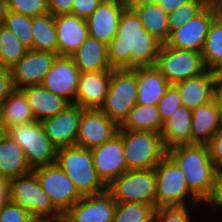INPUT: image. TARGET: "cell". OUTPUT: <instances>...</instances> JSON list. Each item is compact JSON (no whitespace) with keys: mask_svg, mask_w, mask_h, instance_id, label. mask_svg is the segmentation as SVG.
<instances>
[{"mask_svg":"<svg viewBox=\"0 0 222 222\" xmlns=\"http://www.w3.org/2000/svg\"><path fill=\"white\" fill-rule=\"evenodd\" d=\"M219 11V15L222 17V0H214Z\"/></svg>","mask_w":222,"mask_h":222,"instance_id":"obj_52","label":"cell"},{"mask_svg":"<svg viewBox=\"0 0 222 222\" xmlns=\"http://www.w3.org/2000/svg\"><path fill=\"white\" fill-rule=\"evenodd\" d=\"M215 168L222 173V127L206 143Z\"/></svg>","mask_w":222,"mask_h":222,"instance_id":"obj_42","label":"cell"},{"mask_svg":"<svg viewBox=\"0 0 222 222\" xmlns=\"http://www.w3.org/2000/svg\"><path fill=\"white\" fill-rule=\"evenodd\" d=\"M31 222H50V221L44 219H33Z\"/></svg>","mask_w":222,"mask_h":222,"instance_id":"obj_54","label":"cell"},{"mask_svg":"<svg viewBox=\"0 0 222 222\" xmlns=\"http://www.w3.org/2000/svg\"><path fill=\"white\" fill-rule=\"evenodd\" d=\"M222 127V104L218 97L192 110V144H206Z\"/></svg>","mask_w":222,"mask_h":222,"instance_id":"obj_23","label":"cell"},{"mask_svg":"<svg viewBox=\"0 0 222 222\" xmlns=\"http://www.w3.org/2000/svg\"><path fill=\"white\" fill-rule=\"evenodd\" d=\"M191 120L192 110L180 105L163 123L160 134L167 150L176 145L192 144Z\"/></svg>","mask_w":222,"mask_h":222,"instance_id":"obj_26","label":"cell"},{"mask_svg":"<svg viewBox=\"0 0 222 222\" xmlns=\"http://www.w3.org/2000/svg\"><path fill=\"white\" fill-rule=\"evenodd\" d=\"M139 16L144 28L162 44H165L170 36L168 16L158 4L129 7Z\"/></svg>","mask_w":222,"mask_h":222,"instance_id":"obj_30","label":"cell"},{"mask_svg":"<svg viewBox=\"0 0 222 222\" xmlns=\"http://www.w3.org/2000/svg\"><path fill=\"white\" fill-rule=\"evenodd\" d=\"M5 134L23 149L26 161L32 169L56 163L58 149L46 135L41 122L13 125L6 129Z\"/></svg>","mask_w":222,"mask_h":222,"instance_id":"obj_6","label":"cell"},{"mask_svg":"<svg viewBox=\"0 0 222 222\" xmlns=\"http://www.w3.org/2000/svg\"><path fill=\"white\" fill-rule=\"evenodd\" d=\"M186 205L160 206L155 210L154 222H192Z\"/></svg>","mask_w":222,"mask_h":222,"instance_id":"obj_39","label":"cell"},{"mask_svg":"<svg viewBox=\"0 0 222 222\" xmlns=\"http://www.w3.org/2000/svg\"><path fill=\"white\" fill-rule=\"evenodd\" d=\"M138 80L132 69H112L111 80L101 110L119 125L137 104Z\"/></svg>","mask_w":222,"mask_h":222,"instance_id":"obj_7","label":"cell"},{"mask_svg":"<svg viewBox=\"0 0 222 222\" xmlns=\"http://www.w3.org/2000/svg\"><path fill=\"white\" fill-rule=\"evenodd\" d=\"M162 127L163 123L157 106L136 104L120 124L119 129L161 133Z\"/></svg>","mask_w":222,"mask_h":222,"instance_id":"obj_31","label":"cell"},{"mask_svg":"<svg viewBox=\"0 0 222 222\" xmlns=\"http://www.w3.org/2000/svg\"><path fill=\"white\" fill-rule=\"evenodd\" d=\"M119 127L101 109L83 108L75 145L93 149L117 135Z\"/></svg>","mask_w":222,"mask_h":222,"instance_id":"obj_13","label":"cell"},{"mask_svg":"<svg viewBox=\"0 0 222 222\" xmlns=\"http://www.w3.org/2000/svg\"><path fill=\"white\" fill-rule=\"evenodd\" d=\"M155 67L170 84H176L205 72L201 52L161 45Z\"/></svg>","mask_w":222,"mask_h":222,"instance_id":"obj_10","label":"cell"},{"mask_svg":"<svg viewBox=\"0 0 222 222\" xmlns=\"http://www.w3.org/2000/svg\"><path fill=\"white\" fill-rule=\"evenodd\" d=\"M14 90L10 69L0 66V104Z\"/></svg>","mask_w":222,"mask_h":222,"instance_id":"obj_44","label":"cell"},{"mask_svg":"<svg viewBox=\"0 0 222 222\" xmlns=\"http://www.w3.org/2000/svg\"><path fill=\"white\" fill-rule=\"evenodd\" d=\"M167 153L183 171L189 191L212 207L219 194L220 172L210 158L207 145L181 144L169 148Z\"/></svg>","mask_w":222,"mask_h":222,"instance_id":"obj_2","label":"cell"},{"mask_svg":"<svg viewBox=\"0 0 222 222\" xmlns=\"http://www.w3.org/2000/svg\"><path fill=\"white\" fill-rule=\"evenodd\" d=\"M32 171L36 174L43 191L62 214L83 197L72 180L56 163L38 166Z\"/></svg>","mask_w":222,"mask_h":222,"instance_id":"obj_11","label":"cell"},{"mask_svg":"<svg viewBox=\"0 0 222 222\" xmlns=\"http://www.w3.org/2000/svg\"><path fill=\"white\" fill-rule=\"evenodd\" d=\"M58 56H71L89 37L87 21L73 14L55 16Z\"/></svg>","mask_w":222,"mask_h":222,"instance_id":"obj_21","label":"cell"},{"mask_svg":"<svg viewBox=\"0 0 222 222\" xmlns=\"http://www.w3.org/2000/svg\"><path fill=\"white\" fill-rule=\"evenodd\" d=\"M32 17L7 11L2 25L11 30L28 49L33 47Z\"/></svg>","mask_w":222,"mask_h":222,"instance_id":"obj_36","label":"cell"},{"mask_svg":"<svg viewBox=\"0 0 222 222\" xmlns=\"http://www.w3.org/2000/svg\"><path fill=\"white\" fill-rule=\"evenodd\" d=\"M206 69L222 70V17L218 14L212 21L201 52Z\"/></svg>","mask_w":222,"mask_h":222,"instance_id":"obj_33","label":"cell"},{"mask_svg":"<svg viewBox=\"0 0 222 222\" xmlns=\"http://www.w3.org/2000/svg\"><path fill=\"white\" fill-rule=\"evenodd\" d=\"M216 77H217V97L222 103V70L216 72Z\"/></svg>","mask_w":222,"mask_h":222,"instance_id":"obj_49","label":"cell"},{"mask_svg":"<svg viewBox=\"0 0 222 222\" xmlns=\"http://www.w3.org/2000/svg\"><path fill=\"white\" fill-rule=\"evenodd\" d=\"M91 152L95 170L107 186L127 171L123 142L119 134L91 149Z\"/></svg>","mask_w":222,"mask_h":222,"instance_id":"obj_18","label":"cell"},{"mask_svg":"<svg viewBox=\"0 0 222 222\" xmlns=\"http://www.w3.org/2000/svg\"><path fill=\"white\" fill-rule=\"evenodd\" d=\"M80 69L71 56H57L42 85L70 104L76 99Z\"/></svg>","mask_w":222,"mask_h":222,"instance_id":"obj_16","label":"cell"},{"mask_svg":"<svg viewBox=\"0 0 222 222\" xmlns=\"http://www.w3.org/2000/svg\"><path fill=\"white\" fill-rule=\"evenodd\" d=\"M191 0H159L158 5L162 7L167 13L174 11L182 4H185Z\"/></svg>","mask_w":222,"mask_h":222,"instance_id":"obj_46","label":"cell"},{"mask_svg":"<svg viewBox=\"0 0 222 222\" xmlns=\"http://www.w3.org/2000/svg\"><path fill=\"white\" fill-rule=\"evenodd\" d=\"M162 43L143 26L136 12L126 7L122 12L116 36L107 45L112 69L155 66Z\"/></svg>","mask_w":222,"mask_h":222,"instance_id":"obj_1","label":"cell"},{"mask_svg":"<svg viewBox=\"0 0 222 222\" xmlns=\"http://www.w3.org/2000/svg\"><path fill=\"white\" fill-rule=\"evenodd\" d=\"M126 7V0L102 1L86 19L89 36L108 45L116 36L120 16Z\"/></svg>","mask_w":222,"mask_h":222,"instance_id":"obj_19","label":"cell"},{"mask_svg":"<svg viewBox=\"0 0 222 222\" xmlns=\"http://www.w3.org/2000/svg\"><path fill=\"white\" fill-rule=\"evenodd\" d=\"M28 51L18 37L4 25L0 27V66L10 69Z\"/></svg>","mask_w":222,"mask_h":222,"instance_id":"obj_34","label":"cell"},{"mask_svg":"<svg viewBox=\"0 0 222 222\" xmlns=\"http://www.w3.org/2000/svg\"><path fill=\"white\" fill-rule=\"evenodd\" d=\"M218 14L213 0L199 15L173 30L166 44L172 48L202 52L209 27Z\"/></svg>","mask_w":222,"mask_h":222,"instance_id":"obj_12","label":"cell"},{"mask_svg":"<svg viewBox=\"0 0 222 222\" xmlns=\"http://www.w3.org/2000/svg\"><path fill=\"white\" fill-rule=\"evenodd\" d=\"M213 0H191L171 11L168 16L170 33L199 15Z\"/></svg>","mask_w":222,"mask_h":222,"instance_id":"obj_37","label":"cell"},{"mask_svg":"<svg viewBox=\"0 0 222 222\" xmlns=\"http://www.w3.org/2000/svg\"><path fill=\"white\" fill-rule=\"evenodd\" d=\"M27 97L35 120H43L57 115L70 103L63 97L57 96L42 84L27 86L21 89Z\"/></svg>","mask_w":222,"mask_h":222,"instance_id":"obj_24","label":"cell"},{"mask_svg":"<svg viewBox=\"0 0 222 222\" xmlns=\"http://www.w3.org/2000/svg\"><path fill=\"white\" fill-rule=\"evenodd\" d=\"M58 54L28 49L26 54L10 68L14 89L42 84Z\"/></svg>","mask_w":222,"mask_h":222,"instance_id":"obj_14","label":"cell"},{"mask_svg":"<svg viewBox=\"0 0 222 222\" xmlns=\"http://www.w3.org/2000/svg\"><path fill=\"white\" fill-rule=\"evenodd\" d=\"M138 80L137 104L157 106L170 83L155 66L134 67Z\"/></svg>","mask_w":222,"mask_h":222,"instance_id":"obj_25","label":"cell"},{"mask_svg":"<svg viewBox=\"0 0 222 222\" xmlns=\"http://www.w3.org/2000/svg\"><path fill=\"white\" fill-rule=\"evenodd\" d=\"M116 201L104 192L83 196L64 214L62 222H112Z\"/></svg>","mask_w":222,"mask_h":222,"instance_id":"obj_15","label":"cell"},{"mask_svg":"<svg viewBox=\"0 0 222 222\" xmlns=\"http://www.w3.org/2000/svg\"><path fill=\"white\" fill-rule=\"evenodd\" d=\"M156 208L186 205V196L197 204L200 201L189 191L185 176L178 163L167 153L155 166Z\"/></svg>","mask_w":222,"mask_h":222,"instance_id":"obj_8","label":"cell"},{"mask_svg":"<svg viewBox=\"0 0 222 222\" xmlns=\"http://www.w3.org/2000/svg\"><path fill=\"white\" fill-rule=\"evenodd\" d=\"M31 31L33 35L32 50L57 53L55 16L49 12L32 17Z\"/></svg>","mask_w":222,"mask_h":222,"instance_id":"obj_32","label":"cell"},{"mask_svg":"<svg viewBox=\"0 0 222 222\" xmlns=\"http://www.w3.org/2000/svg\"><path fill=\"white\" fill-rule=\"evenodd\" d=\"M7 200H9V181L0 176V211Z\"/></svg>","mask_w":222,"mask_h":222,"instance_id":"obj_47","label":"cell"},{"mask_svg":"<svg viewBox=\"0 0 222 222\" xmlns=\"http://www.w3.org/2000/svg\"><path fill=\"white\" fill-rule=\"evenodd\" d=\"M111 80V70L81 72L74 104L82 108L100 109Z\"/></svg>","mask_w":222,"mask_h":222,"instance_id":"obj_22","label":"cell"},{"mask_svg":"<svg viewBox=\"0 0 222 222\" xmlns=\"http://www.w3.org/2000/svg\"><path fill=\"white\" fill-rule=\"evenodd\" d=\"M7 0H0V22L3 23L7 13Z\"/></svg>","mask_w":222,"mask_h":222,"instance_id":"obj_50","label":"cell"},{"mask_svg":"<svg viewBox=\"0 0 222 222\" xmlns=\"http://www.w3.org/2000/svg\"><path fill=\"white\" fill-rule=\"evenodd\" d=\"M104 0H73L72 14L87 19Z\"/></svg>","mask_w":222,"mask_h":222,"instance_id":"obj_43","label":"cell"},{"mask_svg":"<svg viewBox=\"0 0 222 222\" xmlns=\"http://www.w3.org/2000/svg\"><path fill=\"white\" fill-rule=\"evenodd\" d=\"M216 208H222V173H220V184H219V194L216 202L213 204Z\"/></svg>","mask_w":222,"mask_h":222,"instance_id":"obj_51","label":"cell"},{"mask_svg":"<svg viewBox=\"0 0 222 222\" xmlns=\"http://www.w3.org/2000/svg\"><path fill=\"white\" fill-rule=\"evenodd\" d=\"M155 210L154 205L116 202L112 222H154Z\"/></svg>","mask_w":222,"mask_h":222,"instance_id":"obj_35","label":"cell"},{"mask_svg":"<svg viewBox=\"0 0 222 222\" xmlns=\"http://www.w3.org/2000/svg\"><path fill=\"white\" fill-rule=\"evenodd\" d=\"M7 10L30 17L49 13L46 0H7Z\"/></svg>","mask_w":222,"mask_h":222,"instance_id":"obj_38","label":"cell"},{"mask_svg":"<svg viewBox=\"0 0 222 222\" xmlns=\"http://www.w3.org/2000/svg\"><path fill=\"white\" fill-rule=\"evenodd\" d=\"M5 128L3 127L2 121L0 119V139L5 135Z\"/></svg>","mask_w":222,"mask_h":222,"instance_id":"obj_53","label":"cell"},{"mask_svg":"<svg viewBox=\"0 0 222 222\" xmlns=\"http://www.w3.org/2000/svg\"><path fill=\"white\" fill-rule=\"evenodd\" d=\"M33 219L28 210L23 209L10 199L0 211V222H31Z\"/></svg>","mask_w":222,"mask_h":222,"instance_id":"obj_41","label":"cell"},{"mask_svg":"<svg viewBox=\"0 0 222 222\" xmlns=\"http://www.w3.org/2000/svg\"><path fill=\"white\" fill-rule=\"evenodd\" d=\"M73 0H48V11L53 16L72 14Z\"/></svg>","mask_w":222,"mask_h":222,"instance_id":"obj_45","label":"cell"},{"mask_svg":"<svg viewBox=\"0 0 222 222\" xmlns=\"http://www.w3.org/2000/svg\"><path fill=\"white\" fill-rule=\"evenodd\" d=\"M82 112L83 108L73 103L41 122L46 135L57 149L75 145Z\"/></svg>","mask_w":222,"mask_h":222,"instance_id":"obj_17","label":"cell"},{"mask_svg":"<svg viewBox=\"0 0 222 222\" xmlns=\"http://www.w3.org/2000/svg\"><path fill=\"white\" fill-rule=\"evenodd\" d=\"M107 190L116 202L143 203L156 207L155 169L127 170L114 179Z\"/></svg>","mask_w":222,"mask_h":222,"instance_id":"obj_9","label":"cell"},{"mask_svg":"<svg viewBox=\"0 0 222 222\" xmlns=\"http://www.w3.org/2000/svg\"><path fill=\"white\" fill-rule=\"evenodd\" d=\"M56 164L72 180L82 196L107 190V185L98 176L93 165L91 149L76 145L58 149Z\"/></svg>","mask_w":222,"mask_h":222,"instance_id":"obj_3","label":"cell"},{"mask_svg":"<svg viewBox=\"0 0 222 222\" xmlns=\"http://www.w3.org/2000/svg\"><path fill=\"white\" fill-rule=\"evenodd\" d=\"M71 57L80 72L112 70L108 61L107 44L90 36Z\"/></svg>","mask_w":222,"mask_h":222,"instance_id":"obj_27","label":"cell"},{"mask_svg":"<svg viewBox=\"0 0 222 222\" xmlns=\"http://www.w3.org/2000/svg\"><path fill=\"white\" fill-rule=\"evenodd\" d=\"M159 0H126L127 7L158 4Z\"/></svg>","mask_w":222,"mask_h":222,"instance_id":"obj_48","label":"cell"},{"mask_svg":"<svg viewBox=\"0 0 222 222\" xmlns=\"http://www.w3.org/2000/svg\"><path fill=\"white\" fill-rule=\"evenodd\" d=\"M180 105H182L180 93L174 84H170L157 105L162 123H164Z\"/></svg>","mask_w":222,"mask_h":222,"instance_id":"obj_40","label":"cell"},{"mask_svg":"<svg viewBox=\"0 0 222 222\" xmlns=\"http://www.w3.org/2000/svg\"><path fill=\"white\" fill-rule=\"evenodd\" d=\"M9 199L28 210L34 219L50 222L63 220V214L43 191L33 171L9 181Z\"/></svg>","mask_w":222,"mask_h":222,"instance_id":"obj_4","label":"cell"},{"mask_svg":"<svg viewBox=\"0 0 222 222\" xmlns=\"http://www.w3.org/2000/svg\"><path fill=\"white\" fill-rule=\"evenodd\" d=\"M174 85L180 93L182 105L190 110L207 104L217 97L216 72L208 69L200 75Z\"/></svg>","mask_w":222,"mask_h":222,"instance_id":"obj_20","label":"cell"},{"mask_svg":"<svg viewBox=\"0 0 222 222\" xmlns=\"http://www.w3.org/2000/svg\"><path fill=\"white\" fill-rule=\"evenodd\" d=\"M31 171L23 149L5 134L0 139V176L10 181Z\"/></svg>","mask_w":222,"mask_h":222,"instance_id":"obj_28","label":"cell"},{"mask_svg":"<svg viewBox=\"0 0 222 222\" xmlns=\"http://www.w3.org/2000/svg\"><path fill=\"white\" fill-rule=\"evenodd\" d=\"M122 138L127 170H147L155 168L167 154L160 133L119 129Z\"/></svg>","mask_w":222,"mask_h":222,"instance_id":"obj_5","label":"cell"},{"mask_svg":"<svg viewBox=\"0 0 222 222\" xmlns=\"http://www.w3.org/2000/svg\"><path fill=\"white\" fill-rule=\"evenodd\" d=\"M0 119L5 130L13 125L36 121L21 89H14L0 104Z\"/></svg>","mask_w":222,"mask_h":222,"instance_id":"obj_29","label":"cell"}]
</instances>
